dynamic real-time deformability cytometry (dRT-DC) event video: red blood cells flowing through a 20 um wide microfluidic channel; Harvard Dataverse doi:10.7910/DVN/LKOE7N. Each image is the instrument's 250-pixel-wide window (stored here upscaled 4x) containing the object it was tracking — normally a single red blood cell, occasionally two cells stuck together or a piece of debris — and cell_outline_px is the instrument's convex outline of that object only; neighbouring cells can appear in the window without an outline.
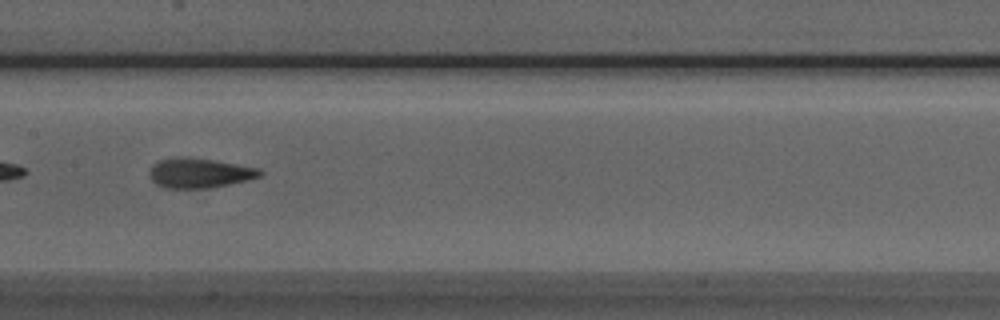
{"species": "Egyptian fruit bat (a non-hibernating species)", "species_latin": "Rousettus aegyptiacus", "temperature_condition": "room temperature", "stored_images_in_passage": 36, "camera_frame_rate_fps": 3000, "um_per_image_px": 0.085, "animal": {"sex": "male"}, "frame": {"image": 1, "passage_image": 15, "time_ms": 4.667, "image_size_px": [1000, 320], "cell_outline_px": [[264, 172], [260, 176], [248, 180], [208, 188], [164, 188], [156, 184], [148, 176], [148, 172], [152, 164], [160, 160], [176, 156], [212, 160], [260, 168]], "centroid_in_image_um": [16.91, 14.71], "position_along_channel_um": 190.5, "area_um2": 19.19}}
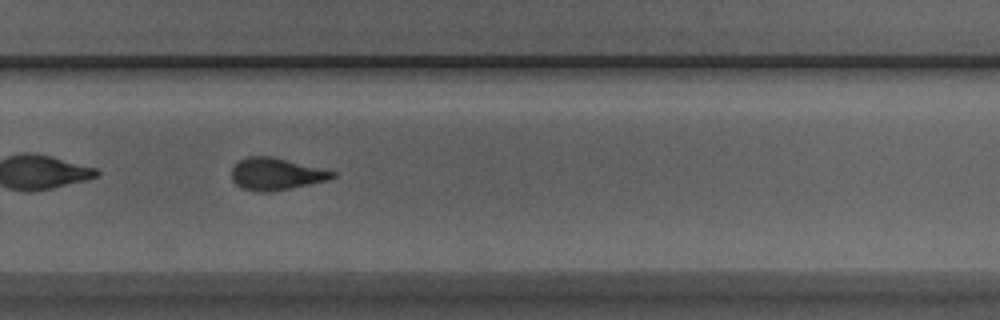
{"frame": {"image": 2, "passage_image": 24, "time_ms": 7.667, "image_size_px": [1000, 320], "cell_outline_px": [[336, 176], [332, 180], [276, 192], [256, 192], [240, 188], [232, 180], [232, 168], [240, 160], [248, 156], [272, 156], [336, 172]], "centroid_in_image_um": [23.49, 14.82], "position_along_channel_um": 306.3, "area_um2": 19.25}, "authors_computed_cell_mechanics": {"area_um2": 19.1318, "velocity_mm_per_s": 3.8795, "shape_relaxation_time_tau1_ms": 7.227, "shape_relaxation_time_tau2_ms": 1.5398, "deformation_change_tau1": 0.223, "deformation_change_tau2": 0.0991}}